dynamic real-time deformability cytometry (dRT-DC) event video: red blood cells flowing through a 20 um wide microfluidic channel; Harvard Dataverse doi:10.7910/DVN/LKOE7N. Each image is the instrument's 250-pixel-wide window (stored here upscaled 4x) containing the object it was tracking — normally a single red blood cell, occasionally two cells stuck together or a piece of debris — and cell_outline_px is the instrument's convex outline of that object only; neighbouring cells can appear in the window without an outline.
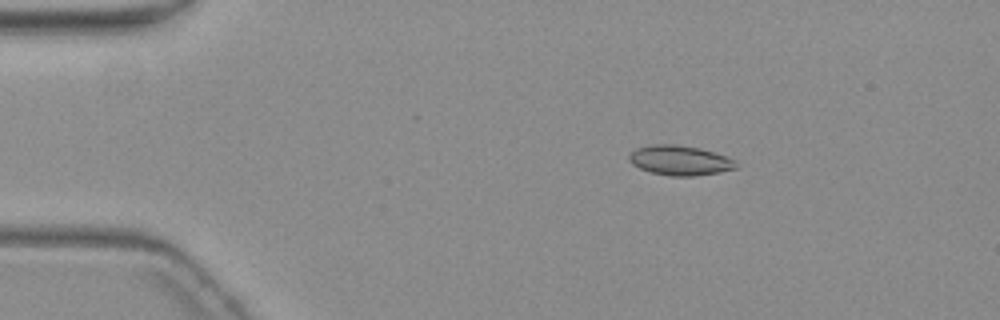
{"species": "common noctule bat (a hibernating species)", "species_latin": "Nyctalus noctula", "temperature_condition": "warm", "stored_images_in_passage": 3, "camera_frame_rate_fps": 3000, "um_per_image_px": 0.085, "animal": {"sex": "female", "body_mass_g": 19.3, "forearm_length_mm": 54.1}, "frame": {"image": 1, "passage_image": 1, "time_ms": 0.0, "image_size_px": [1000, 320], "cell_outline_px": [[740, 164], [736, 168], [720, 172], [696, 176], [672, 176], [652, 172], [640, 168], [632, 164], [628, 160], [628, 156], [636, 148], [652, 144], [676, 144], [700, 148], [736, 160]], "centroid_in_image_um": [57.8, 13.63], "position_along_channel_um": 27.2, "area_um2": 18.61}}